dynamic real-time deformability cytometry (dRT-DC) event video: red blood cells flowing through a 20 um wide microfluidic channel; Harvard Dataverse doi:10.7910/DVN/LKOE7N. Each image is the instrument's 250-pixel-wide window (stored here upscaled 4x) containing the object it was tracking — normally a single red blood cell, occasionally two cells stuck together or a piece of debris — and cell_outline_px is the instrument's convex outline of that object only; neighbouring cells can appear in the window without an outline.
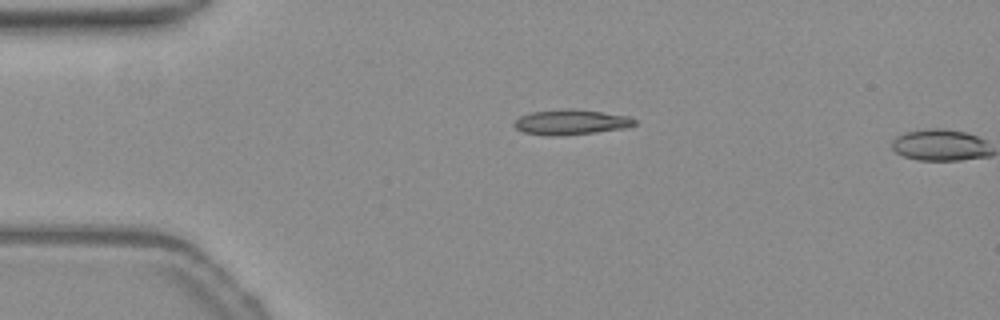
{"species": "common noctule bat (a hibernating species)", "species_latin": "Nyctalus noctula", "temperature_condition": "warm", "stored_images_in_passage": 2, "camera_frame_rate_fps": 3000, "um_per_image_px": 0.085, "animal": {"sex": "female", "body_mass_g": 19.3, "forearm_length_mm": 54.1}, "frame": {"image": 1, "passage_image": 1, "time_ms": 0.0, "image_size_px": [1000, 320], "cell_outline_px": [[636, 124], [624, 128], [592, 132], [524, 132], [516, 128], [512, 124], [520, 116], [532, 112], [564, 108], [576, 108], [628, 116], [636, 120]], "centroid_in_image_um": [48.59, 10.3], "position_along_channel_um": 36.4, "area_um2": 16.47}}